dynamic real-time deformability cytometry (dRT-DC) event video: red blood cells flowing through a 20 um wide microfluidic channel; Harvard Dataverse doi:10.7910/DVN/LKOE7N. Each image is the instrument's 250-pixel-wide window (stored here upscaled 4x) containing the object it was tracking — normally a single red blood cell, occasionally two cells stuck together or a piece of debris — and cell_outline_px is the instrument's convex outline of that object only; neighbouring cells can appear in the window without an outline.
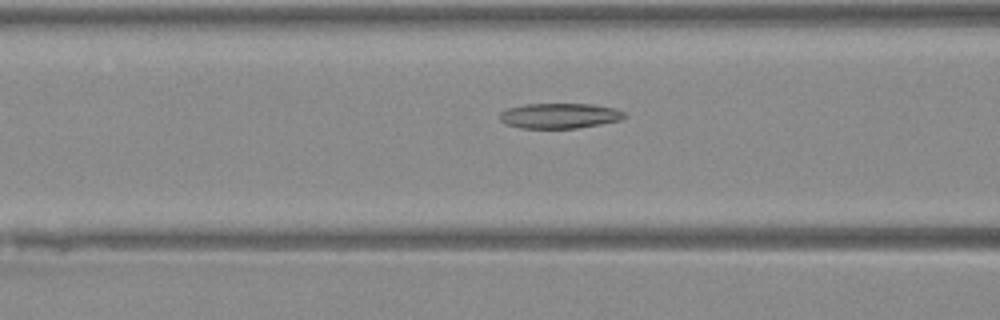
{"species": "Egyptian fruit bat (a non-hibernating species)", "species_latin": "Rousettus aegyptiacus", "temperature_condition": "warm", "stored_images_in_passage": 26, "camera_frame_rate_fps": 3000, "um_per_image_px": 0.085, "animal": {"sex": "female"}, "frame": {"image": 1, "passage_image": 4, "time_ms": 1.0, "image_size_px": [1000, 320], "cell_outline_px": [[628, 116], [620, 120], [600, 124], [576, 128], [520, 128], [504, 124], [500, 120], [500, 112], [508, 108], [524, 104], [592, 104], [616, 108], [624, 112]], "centroid_in_image_um": [47.56, 9.84], "position_along_channel_um": 119.0, "area_um2": 18.44}}
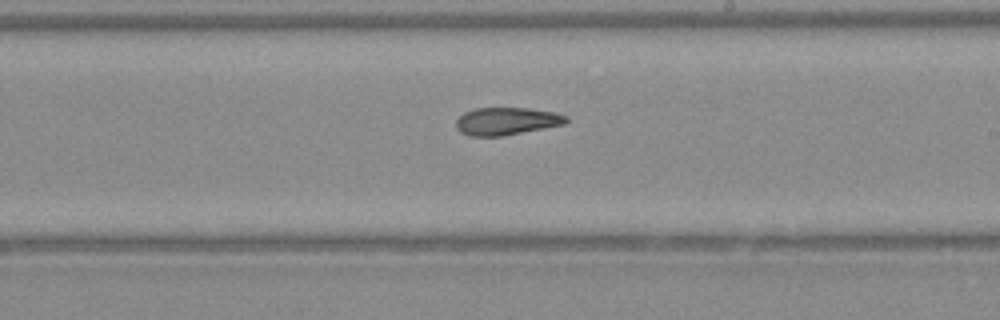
{"frame": {"image": 2, "passage_image": 13, "time_ms": 4.0, "image_size_px": [1000, 320], "cell_outline_px": [[568, 120], [564, 124], [504, 136], [468, 136], [460, 132], [456, 128], [456, 120], [464, 112], [476, 108], [528, 108], [556, 112], [568, 116]], "centroid_in_image_um": [43.05, 10.3], "position_along_channel_um": 245.9, "area_um2": 17.8}}
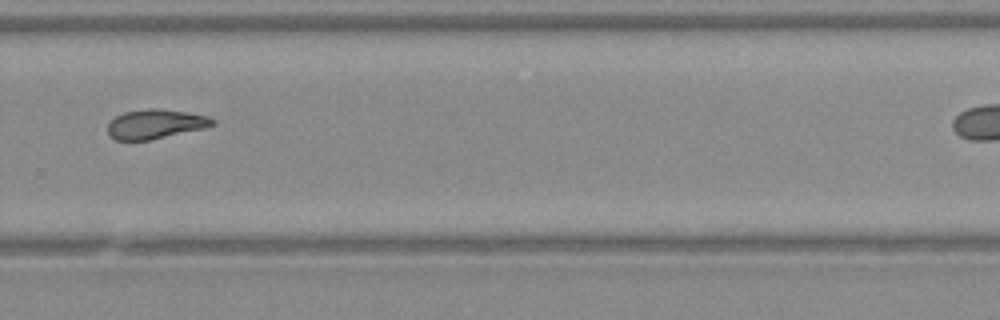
{"frame": {"image": 3, "passage_image": 18, "time_ms": 5.667, "image_size_px": [1000, 320], "cell_outline_px": [[216, 124], [204, 128], [152, 140], [116, 140], [108, 136], [108, 124], [116, 116], [124, 112], [148, 108], [156, 108], [184, 112], [208, 116], [216, 120]], "centroid_in_image_um": [13.21, 10.55], "position_along_channel_um": 316.6, "area_um2": 17.98}}